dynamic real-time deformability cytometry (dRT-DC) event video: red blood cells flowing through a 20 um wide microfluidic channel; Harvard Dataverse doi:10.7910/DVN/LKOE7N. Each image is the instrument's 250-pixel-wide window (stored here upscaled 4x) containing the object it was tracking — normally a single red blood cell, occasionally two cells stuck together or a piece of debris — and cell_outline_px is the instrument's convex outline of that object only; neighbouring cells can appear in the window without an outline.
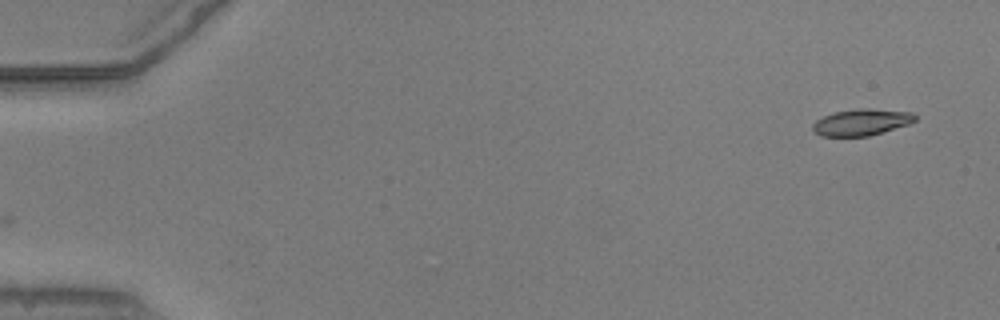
{"species": "common noctule bat (a hibernating species)", "species_latin": "Nyctalus noctula", "temperature_condition": "warm", "stored_images_in_passage": 9, "camera_frame_rate_fps": 3000, "um_per_image_px": 0.085, "animal": {"sex": "male", "body_mass_g": 20.5, "forearm_length_mm": 52.5}, "frame": {"image": 1, "passage_image": 1, "time_ms": 0.0, "image_size_px": [1000, 320], "cell_outline_px": [[916, 120], [908, 124], [868, 136], [820, 136], [812, 132], [812, 124], [816, 120], [824, 116], [836, 112], [856, 108], [868, 108], [912, 112], [916, 116]], "centroid_in_image_um": [73.19, 10.39], "position_along_channel_um": 11.8, "area_um2": 15.78}}